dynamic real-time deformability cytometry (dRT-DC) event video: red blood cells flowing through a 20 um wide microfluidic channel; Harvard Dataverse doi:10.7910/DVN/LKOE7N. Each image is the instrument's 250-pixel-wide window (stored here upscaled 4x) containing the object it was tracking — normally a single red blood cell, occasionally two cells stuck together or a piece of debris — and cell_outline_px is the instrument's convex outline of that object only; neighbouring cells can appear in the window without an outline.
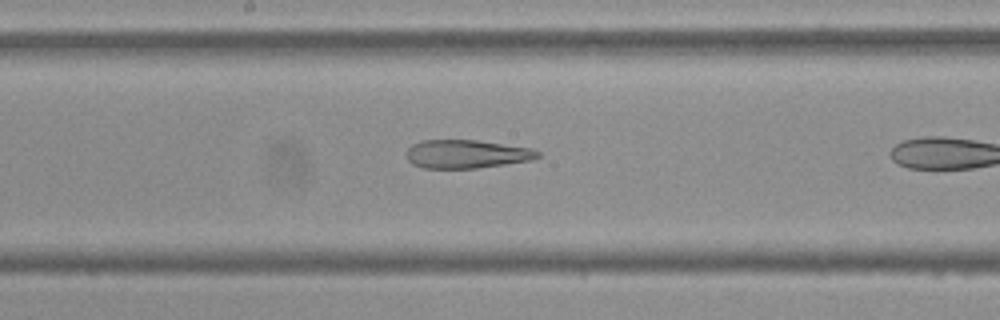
{"species": "Egyptian fruit bat (a non-hibernating species)", "species_latin": "Rousettus aegyptiacus", "temperature_condition": "cold", "stored_images_in_passage": 26, "camera_frame_rate_fps": 3000, "um_per_image_px": 0.085, "frame": {"image": 1, "passage_image": 12, "time_ms": 3.667, "image_size_px": [1000, 320], "cell_outline_px": [[540, 156], [532, 160], [476, 168], [424, 168], [412, 164], [408, 160], [408, 148], [412, 144], [420, 140], [476, 140], [532, 148], [540, 152]], "centroid_in_image_um": [39.66, 13.09], "position_along_channel_um": 208.5, "area_um2": 21.68}}
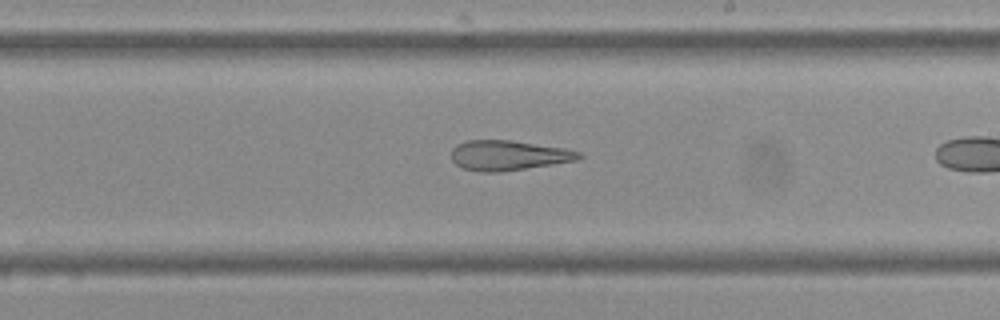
{"frame": {"image": 2, "passage_image": 15, "time_ms": 4.667, "image_size_px": [1000, 320], "cell_outline_px": [[584, 156], [576, 160], [552, 164], [500, 172], [480, 172], [464, 168], [456, 164], [452, 160], [452, 148], [456, 144], [468, 140], [508, 140], [564, 148], [580, 152]], "centroid_in_image_um": [43.19, 13.2], "position_along_channel_um": 245.8, "area_um2": 22.08}}